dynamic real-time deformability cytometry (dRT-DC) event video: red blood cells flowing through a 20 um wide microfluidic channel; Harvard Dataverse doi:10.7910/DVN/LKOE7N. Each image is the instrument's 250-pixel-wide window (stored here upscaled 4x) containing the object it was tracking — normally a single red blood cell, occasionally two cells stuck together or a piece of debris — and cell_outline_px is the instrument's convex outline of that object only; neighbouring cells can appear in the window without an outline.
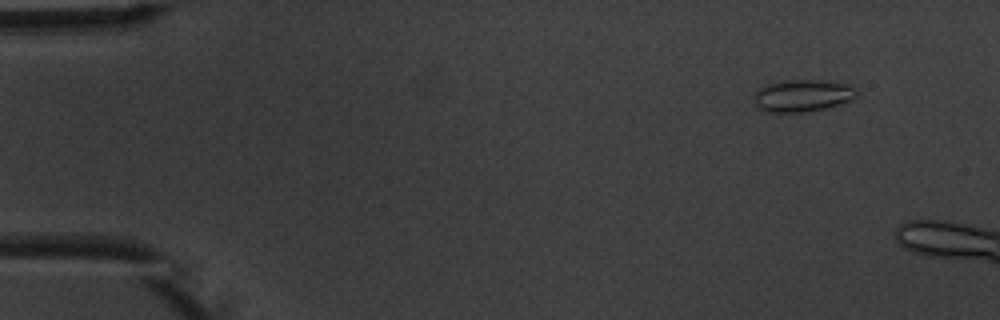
{"species": "common noctule bat (a hibernating species)", "species_latin": "Nyctalus noctula", "temperature_condition": "warm", "stored_images_in_passage": 4, "camera_frame_rate_fps": 3000, "um_per_image_px": 0.085, "animal": {"sex": "male", "body_mass_g": 20.1, "forearm_length_mm": 53.5}, "frame": {"image": 1, "passage_image": 2, "time_ms": 1.333, "image_size_px": [1000, 320], "cell_outline_px": [[856, 96], [852, 100], [840, 104], [824, 108], [804, 112], [764, 112], [756, 104], [756, 88], [764, 84], [788, 80], [820, 80], [848, 84], [856, 88]], "centroid_in_image_um": [68.21, 8.12], "position_along_channel_um": 16.8, "area_um2": 19.19}}